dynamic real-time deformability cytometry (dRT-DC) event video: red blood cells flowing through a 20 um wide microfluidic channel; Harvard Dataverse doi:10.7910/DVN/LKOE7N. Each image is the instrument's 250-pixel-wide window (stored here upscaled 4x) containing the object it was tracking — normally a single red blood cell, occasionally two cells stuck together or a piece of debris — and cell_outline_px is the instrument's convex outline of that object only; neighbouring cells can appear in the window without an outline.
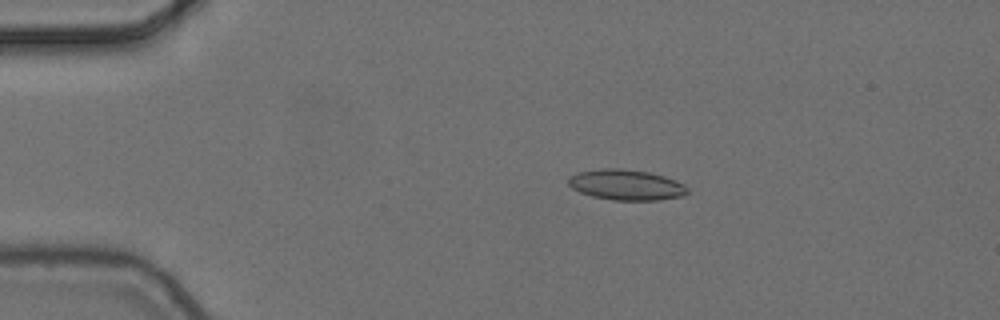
{"species": "common noctule bat (a hibernating species)", "species_latin": "Nyctalus noctula", "temperature_condition": "cold", "stored_images_in_passage": 9, "camera_frame_rate_fps": 3000, "um_per_image_px": 0.085, "animal": {"sex": "female", "body_mass_g": 24.6, "forearm_length_mm": 56.2}, "frame": {"image": 1, "passage_image": 3, "time_ms": 0.667, "image_size_px": [1000, 320], "cell_outline_px": [[688, 192], [680, 196], [660, 200], [612, 200], [592, 196], [580, 192], [572, 188], [568, 184], [568, 176], [576, 172], [600, 168], [616, 168], [648, 172], [664, 176], [676, 180], [684, 184], [688, 188]], "centroid_in_image_um": [53.19, 15.7], "position_along_channel_um": 31.8, "area_um2": 21.27}}
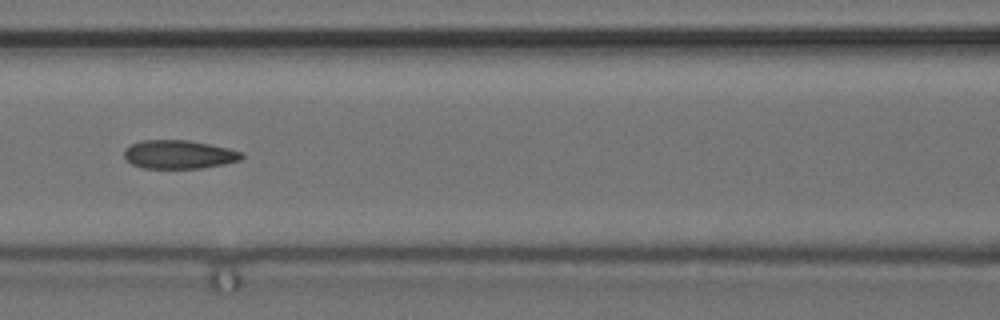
{"frame": {"image": 2, "passage_image": 7, "time_ms": 2.0, "image_size_px": [1000, 320], "cell_outline_px": [[244, 156], [240, 160], [200, 168], [144, 168], [132, 164], [124, 156], [124, 152], [132, 144], [140, 140], [188, 140], [228, 148], [244, 152]], "centroid_in_image_um": [15.22, 13.12], "position_along_channel_um": 151.4, "area_um2": 19.31}}
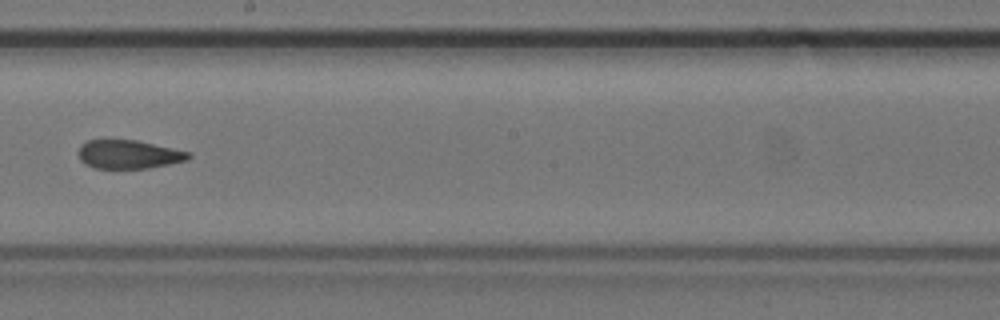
{"frame": {"image": 3, "passage_image": 9, "time_ms": 2.667, "image_size_px": [1000, 320], "cell_outline_px": [[192, 156], [188, 160], [148, 168], [92, 168], [84, 164], [80, 160], [76, 152], [80, 144], [88, 140], [136, 140], [192, 152]], "centroid_in_image_um": [10.91, 13.12], "position_along_channel_um": 237.3, "area_um2": 18.61}}